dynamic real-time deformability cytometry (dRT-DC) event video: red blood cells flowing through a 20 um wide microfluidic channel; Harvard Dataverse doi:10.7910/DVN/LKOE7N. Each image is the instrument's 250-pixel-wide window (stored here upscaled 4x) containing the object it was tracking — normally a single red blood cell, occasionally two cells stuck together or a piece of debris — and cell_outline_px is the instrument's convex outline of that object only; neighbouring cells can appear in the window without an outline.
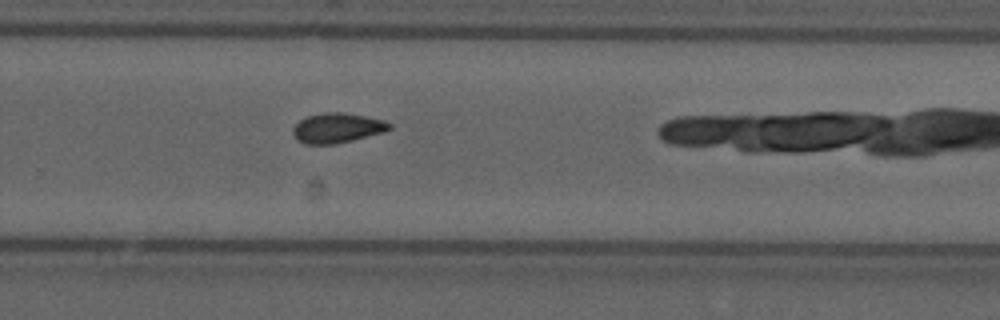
{"species": "common noctule bat (a hibernating species)", "species_latin": "Nyctalus noctula", "temperature_condition": "cold", "stored_images_in_passage": 28, "camera_frame_rate_fps": 3000, "um_per_image_px": 0.085, "animal": {"sex": "male", "forearm_length_mm": 52.5}, "frame": {"image": 1, "passage_image": 20, "time_ms": 6.333, "image_size_px": [1000, 320], "cell_outline_px": [[392, 128], [388, 132], [336, 144], [304, 144], [296, 140], [292, 132], [292, 128], [304, 116], [324, 112], [344, 112], [368, 116], [384, 120], [392, 124]], "centroid_in_image_um": [28.69, 10.87], "position_along_channel_um": 301.1, "area_um2": 17.34}}